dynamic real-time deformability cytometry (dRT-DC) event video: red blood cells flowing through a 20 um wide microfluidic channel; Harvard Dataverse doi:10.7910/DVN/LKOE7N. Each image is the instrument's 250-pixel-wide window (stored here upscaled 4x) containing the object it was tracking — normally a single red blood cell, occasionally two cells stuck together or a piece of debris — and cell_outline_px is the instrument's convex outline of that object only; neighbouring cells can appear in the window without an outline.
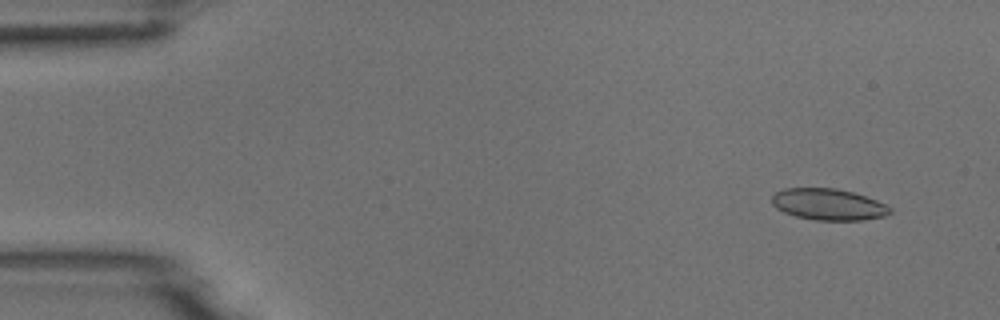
{"species": "common noctule bat (a hibernating species)", "species_latin": "Nyctalus noctula", "temperature_condition": "room temperature", "stored_images_in_passage": 5, "camera_frame_rate_fps": 3000, "um_per_image_px": 0.085, "animal": {"sex": "male", "body_mass_g": 18.8}, "frame": {"image": 1, "passage_image": 2, "time_ms": 1.0, "image_size_px": [1000, 320], "cell_outline_px": [[892, 212], [884, 216], [864, 220], [816, 220], [796, 216], [784, 212], [776, 208], [772, 204], [772, 196], [776, 192], [784, 188], [836, 188], [852, 192], [876, 200], [892, 208]], "centroid_in_image_um": [70.4, 17.37], "position_along_channel_um": 14.6, "area_um2": 21.56}}
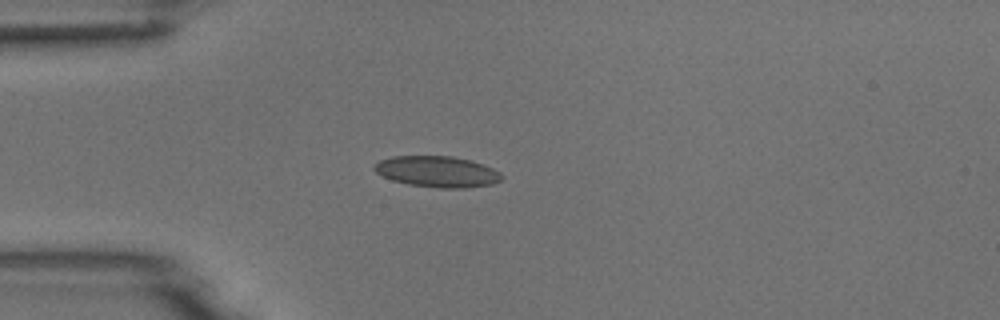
{"frame": {"image": 2, "passage_image": 4, "time_ms": 4.333, "image_size_px": [1000, 320], "cell_outline_px": [[504, 176], [500, 180], [492, 184], [468, 188], [440, 188], [408, 184], [392, 180], [376, 172], [372, 168], [380, 160], [392, 156], [452, 156], [472, 160], [484, 164], [500, 172]], "centroid_in_image_um": [37.19, 14.58], "position_along_channel_um": 47.8, "area_um2": 23.12}}